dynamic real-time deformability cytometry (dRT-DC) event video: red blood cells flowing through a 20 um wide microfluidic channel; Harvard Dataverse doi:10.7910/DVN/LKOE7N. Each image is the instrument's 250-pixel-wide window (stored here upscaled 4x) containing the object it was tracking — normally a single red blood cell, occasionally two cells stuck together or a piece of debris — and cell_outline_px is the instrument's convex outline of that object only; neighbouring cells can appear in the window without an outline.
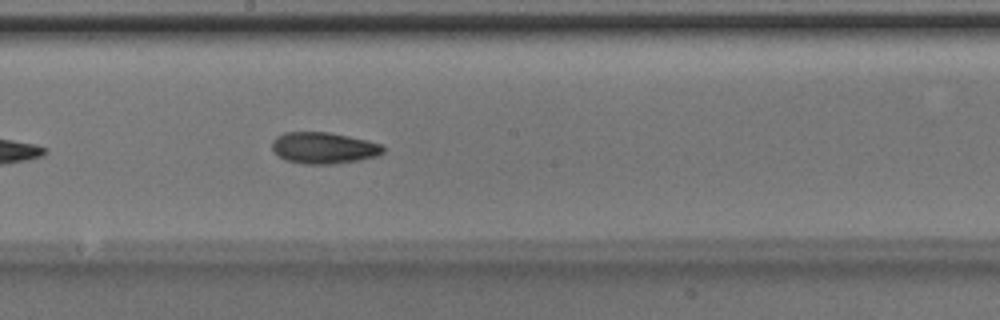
{"species": "Egyptian fruit bat (a non-hibernating species)", "species_latin": "Rousettus aegyptiacus", "temperature_condition": "room temperature", "stored_images_in_passage": 23, "camera_frame_rate_fps": 3000, "um_per_image_px": 0.085, "animal": {"sex": "male"}, "frame": {"image": 1, "passage_image": 14, "time_ms": 4.333, "image_size_px": [1000, 320], "cell_outline_px": [[384, 152], [376, 156], [360, 160], [332, 164], [304, 164], [284, 160], [272, 148], [272, 140], [276, 136], [284, 132], [328, 132], [368, 140], [380, 144], [384, 148]], "centroid_in_image_um": [27.5, 12.57], "position_along_channel_um": 220.7, "area_um2": 20.35}}